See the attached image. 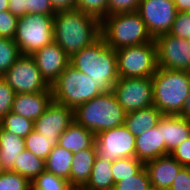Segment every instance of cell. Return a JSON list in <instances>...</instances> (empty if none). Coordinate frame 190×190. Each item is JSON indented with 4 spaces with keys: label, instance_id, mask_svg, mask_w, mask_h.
<instances>
[{
    "label": "cell",
    "instance_id": "cell-1",
    "mask_svg": "<svg viewBox=\"0 0 190 190\" xmlns=\"http://www.w3.org/2000/svg\"><path fill=\"white\" fill-rule=\"evenodd\" d=\"M54 42L71 57L101 37V20L79 9L56 12Z\"/></svg>",
    "mask_w": 190,
    "mask_h": 190
},
{
    "label": "cell",
    "instance_id": "cell-2",
    "mask_svg": "<svg viewBox=\"0 0 190 190\" xmlns=\"http://www.w3.org/2000/svg\"><path fill=\"white\" fill-rule=\"evenodd\" d=\"M70 65L88 75L103 92H109L119 79L116 50L100 37L70 57Z\"/></svg>",
    "mask_w": 190,
    "mask_h": 190
},
{
    "label": "cell",
    "instance_id": "cell-3",
    "mask_svg": "<svg viewBox=\"0 0 190 190\" xmlns=\"http://www.w3.org/2000/svg\"><path fill=\"white\" fill-rule=\"evenodd\" d=\"M73 116L75 122L97 135L124 125L126 112L111 90L77 106L73 110Z\"/></svg>",
    "mask_w": 190,
    "mask_h": 190
},
{
    "label": "cell",
    "instance_id": "cell-4",
    "mask_svg": "<svg viewBox=\"0 0 190 190\" xmlns=\"http://www.w3.org/2000/svg\"><path fill=\"white\" fill-rule=\"evenodd\" d=\"M152 82L153 105L163 115H179L190 90V72L157 68Z\"/></svg>",
    "mask_w": 190,
    "mask_h": 190
},
{
    "label": "cell",
    "instance_id": "cell-5",
    "mask_svg": "<svg viewBox=\"0 0 190 190\" xmlns=\"http://www.w3.org/2000/svg\"><path fill=\"white\" fill-rule=\"evenodd\" d=\"M101 37L114 50L154 42L136 11L105 16L101 20Z\"/></svg>",
    "mask_w": 190,
    "mask_h": 190
},
{
    "label": "cell",
    "instance_id": "cell-6",
    "mask_svg": "<svg viewBox=\"0 0 190 190\" xmlns=\"http://www.w3.org/2000/svg\"><path fill=\"white\" fill-rule=\"evenodd\" d=\"M51 89L55 102L73 110L104 93L88 75L70 64L51 85Z\"/></svg>",
    "mask_w": 190,
    "mask_h": 190
},
{
    "label": "cell",
    "instance_id": "cell-7",
    "mask_svg": "<svg viewBox=\"0 0 190 190\" xmlns=\"http://www.w3.org/2000/svg\"><path fill=\"white\" fill-rule=\"evenodd\" d=\"M54 15L26 14L18 19L14 42L22 55L35 51L54 41Z\"/></svg>",
    "mask_w": 190,
    "mask_h": 190
},
{
    "label": "cell",
    "instance_id": "cell-8",
    "mask_svg": "<svg viewBox=\"0 0 190 190\" xmlns=\"http://www.w3.org/2000/svg\"><path fill=\"white\" fill-rule=\"evenodd\" d=\"M119 78L152 77L157 70L155 42L116 50Z\"/></svg>",
    "mask_w": 190,
    "mask_h": 190
},
{
    "label": "cell",
    "instance_id": "cell-9",
    "mask_svg": "<svg viewBox=\"0 0 190 190\" xmlns=\"http://www.w3.org/2000/svg\"><path fill=\"white\" fill-rule=\"evenodd\" d=\"M1 78L16 94L38 93L51 88L31 55H21Z\"/></svg>",
    "mask_w": 190,
    "mask_h": 190
},
{
    "label": "cell",
    "instance_id": "cell-10",
    "mask_svg": "<svg viewBox=\"0 0 190 190\" xmlns=\"http://www.w3.org/2000/svg\"><path fill=\"white\" fill-rule=\"evenodd\" d=\"M112 92L126 113L153 105L152 77L119 78Z\"/></svg>",
    "mask_w": 190,
    "mask_h": 190
},
{
    "label": "cell",
    "instance_id": "cell-11",
    "mask_svg": "<svg viewBox=\"0 0 190 190\" xmlns=\"http://www.w3.org/2000/svg\"><path fill=\"white\" fill-rule=\"evenodd\" d=\"M136 137L124 126L105 130L96 135L97 156L109 161L135 157Z\"/></svg>",
    "mask_w": 190,
    "mask_h": 190
},
{
    "label": "cell",
    "instance_id": "cell-12",
    "mask_svg": "<svg viewBox=\"0 0 190 190\" xmlns=\"http://www.w3.org/2000/svg\"><path fill=\"white\" fill-rule=\"evenodd\" d=\"M136 12L153 39L170 31L178 13L170 0H141Z\"/></svg>",
    "mask_w": 190,
    "mask_h": 190
},
{
    "label": "cell",
    "instance_id": "cell-13",
    "mask_svg": "<svg viewBox=\"0 0 190 190\" xmlns=\"http://www.w3.org/2000/svg\"><path fill=\"white\" fill-rule=\"evenodd\" d=\"M154 42L158 68L190 72V48L186 39L167 33L155 38Z\"/></svg>",
    "mask_w": 190,
    "mask_h": 190
},
{
    "label": "cell",
    "instance_id": "cell-14",
    "mask_svg": "<svg viewBox=\"0 0 190 190\" xmlns=\"http://www.w3.org/2000/svg\"><path fill=\"white\" fill-rule=\"evenodd\" d=\"M73 121V109L52 100L45 112L34 121V130L46 138H59Z\"/></svg>",
    "mask_w": 190,
    "mask_h": 190
},
{
    "label": "cell",
    "instance_id": "cell-15",
    "mask_svg": "<svg viewBox=\"0 0 190 190\" xmlns=\"http://www.w3.org/2000/svg\"><path fill=\"white\" fill-rule=\"evenodd\" d=\"M46 82L51 86L70 64V57L54 41L31 55Z\"/></svg>",
    "mask_w": 190,
    "mask_h": 190
},
{
    "label": "cell",
    "instance_id": "cell-16",
    "mask_svg": "<svg viewBox=\"0 0 190 190\" xmlns=\"http://www.w3.org/2000/svg\"><path fill=\"white\" fill-rule=\"evenodd\" d=\"M147 170L151 187L158 190H169L174 179L183 166L178 163L170 154L144 163Z\"/></svg>",
    "mask_w": 190,
    "mask_h": 190
},
{
    "label": "cell",
    "instance_id": "cell-17",
    "mask_svg": "<svg viewBox=\"0 0 190 190\" xmlns=\"http://www.w3.org/2000/svg\"><path fill=\"white\" fill-rule=\"evenodd\" d=\"M52 89L38 93H18L15 95L11 112L36 121L52 102Z\"/></svg>",
    "mask_w": 190,
    "mask_h": 190
},
{
    "label": "cell",
    "instance_id": "cell-18",
    "mask_svg": "<svg viewBox=\"0 0 190 190\" xmlns=\"http://www.w3.org/2000/svg\"><path fill=\"white\" fill-rule=\"evenodd\" d=\"M159 129H162L166 155L190 137V121L179 115H163L159 120Z\"/></svg>",
    "mask_w": 190,
    "mask_h": 190
},
{
    "label": "cell",
    "instance_id": "cell-19",
    "mask_svg": "<svg viewBox=\"0 0 190 190\" xmlns=\"http://www.w3.org/2000/svg\"><path fill=\"white\" fill-rule=\"evenodd\" d=\"M162 156H166V146L162 141V129H159L158 121L156 127L136 137L135 158L145 163Z\"/></svg>",
    "mask_w": 190,
    "mask_h": 190
},
{
    "label": "cell",
    "instance_id": "cell-20",
    "mask_svg": "<svg viewBox=\"0 0 190 190\" xmlns=\"http://www.w3.org/2000/svg\"><path fill=\"white\" fill-rule=\"evenodd\" d=\"M96 157L97 151L95 144L91 148L74 154L70 179L68 180L72 188H83L87 184Z\"/></svg>",
    "mask_w": 190,
    "mask_h": 190
},
{
    "label": "cell",
    "instance_id": "cell-21",
    "mask_svg": "<svg viewBox=\"0 0 190 190\" xmlns=\"http://www.w3.org/2000/svg\"><path fill=\"white\" fill-rule=\"evenodd\" d=\"M96 142V135L86 130L82 125L73 121L60 135L58 145L71 151L73 154L91 148Z\"/></svg>",
    "mask_w": 190,
    "mask_h": 190
},
{
    "label": "cell",
    "instance_id": "cell-22",
    "mask_svg": "<svg viewBox=\"0 0 190 190\" xmlns=\"http://www.w3.org/2000/svg\"><path fill=\"white\" fill-rule=\"evenodd\" d=\"M163 114L154 106L126 113L124 126L135 136L157 126Z\"/></svg>",
    "mask_w": 190,
    "mask_h": 190
},
{
    "label": "cell",
    "instance_id": "cell-23",
    "mask_svg": "<svg viewBox=\"0 0 190 190\" xmlns=\"http://www.w3.org/2000/svg\"><path fill=\"white\" fill-rule=\"evenodd\" d=\"M25 150L24 138L7 132L0 126V165L3 171L12 170L20 153Z\"/></svg>",
    "mask_w": 190,
    "mask_h": 190
},
{
    "label": "cell",
    "instance_id": "cell-24",
    "mask_svg": "<svg viewBox=\"0 0 190 190\" xmlns=\"http://www.w3.org/2000/svg\"><path fill=\"white\" fill-rule=\"evenodd\" d=\"M112 161L96 157L90 178L84 190H113Z\"/></svg>",
    "mask_w": 190,
    "mask_h": 190
},
{
    "label": "cell",
    "instance_id": "cell-25",
    "mask_svg": "<svg viewBox=\"0 0 190 190\" xmlns=\"http://www.w3.org/2000/svg\"><path fill=\"white\" fill-rule=\"evenodd\" d=\"M74 154L60 145H56L45 160V170L56 176L70 179Z\"/></svg>",
    "mask_w": 190,
    "mask_h": 190
},
{
    "label": "cell",
    "instance_id": "cell-26",
    "mask_svg": "<svg viewBox=\"0 0 190 190\" xmlns=\"http://www.w3.org/2000/svg\"><path fill=\"white\" fill-rule=\"evenodd\" d=\"M11 171L24 176L32 183L37 176L45 171V160L25 149L20 153Z\"/></svg>",
    "mask_w": 190,
    "mask_h": 190
},
{
    "label": "cell",
    "instance_id": "cell-27",
    "mask_svg": "<svg viewBox=\"0 0 190 190\" xmlns=\"http://www.w3.org/2000/svg\"><path fill=\"white\" fill-rule=\"evenodd\" d=\"M59 138H46L33 130L24 138L25 149L32 152L35 156L46 160L51 150L58 144Z\"/></svg>",
    "mask_w": 190,
    "mask_h": 190
},
{
    "label": "cell",
    "instance_id": "cell-28",
    "mask_svg": "<svg viewBox=\"0 0 190 190\" xmlns=\"http://www.w3.org/2000/svg\"><path fill=\"white\" fill-rule=\"evenodd\" d=\"M0 126L11 134L25 138L34 130V122L21 115L9 112L0 120Z\"/></svg>",
    "mask_w": 190,
    "mask_h": 190
},
{
    "label": "cell",
    "instance_id": "cell-29",
    "mask_svg": "<svg viewBox=\"0 0 190 190\" xmlns=\"http://www.w3.org/2000/svg\"><path fill=\"white\" fill-rule=\"evenodd\" d=\"M144 163L135 157L121 158L112 162V176L114 184L127 177L136 175Z\"/></svg>",
    "mask_w": 190,
    "mask_h": 190
},
{
    "label": "cell",
    "instance_id": "cell-30",
    "mask_svg": "<svg viewBox=\"0 0 190 190\" xmlns=\"http://www.w3.org/2000/svg\"><path fill=\"white\" fill-rule=\"evenodd\" d=\"M18 45L14 39L0 37V77L17 61L21 56Z\"/></svg>",
    "mask_w": 190,
    "mask_h": 190
},
{
    "label": "cell",
    "instance_id": "cell-31",
    "mask_svg": "<svg viewBox=\"0 0 190 190\" xmlns=\"http://www.w3.org/2000/svg\"><path fill=\"white\" fill-rule=\"evenodd\" d=\"M31 186L32 190H70L72 188L66 179L46 170L33 180Z\"/></svg>",
    "mask_w": 190,
    "mask_h": 190
},
{
    "label": "cell",
    "instance_id": "cell-32",
    "mask_svg": "<svg viewBox=\"0 0 190 190\" xmlns=\"http://www.w3.org/2000/svg\"><path fill=\"white\" fill-rule=\"evenodd\" d=\"M151 188L149 175L143 167L136 175L115 183L113 190H148Z\"/></svg>",
    "mask_w": 190,
    "mask_h": 190
},
{
    "label": "cell",
    "instance_id": "cell-33",
    "mask_svg": "<svg viewBox=\"0 0 190 190\" xmlns=\"http://www.w3.org/2000/svg\"><path fill=\"white\" fill-rule=\"evenodd\" d=\"M31 182L13 171L0 173V190H32Z\"/></svg>",
    "mask_w": 190,
    "mask_h": 190
},
{
    "label": "cell",
    "instance_id": "cell-34",
    "mask_svg": "<svg viewBox=\"0 0 190 190\" xmlns=\"http://www.w3.org/2000/svg\"><path fill=\"white\" fill-rule=\"evenodd\" d=\"M76 9L102 20L108 15V0H76Z\"/></svg>",
    "mask_w": 190,
    "mask_h": 190
},
{
    "label": "cell",
    "instance_id": "cell-35",
    "mask_svg": "<svg viewBox=\"0 0 190 190\" xmlns=\"http://www.w3.org/2000/svg\"><path fill=\"white\" fill-rule=\"evenodd\" d=\"M168 33L183 39L190 37V12H178Z\"/></svg>",
    "mask_w": 190,
    "mask_h": 190
},
{
    "label": "cell",
    "instance_id": "cell-36",
    "mask_svg": "<svg viewBox=\"0 0 190 190\" xmlns=\"http://www.w3.org/2000/svg\"><path fill=\"white\" fill-rule=\"evenodd\" d=\"M15 91L0 77V120L11 112Z\"/></svg>",
    "mask_w": 190,
    "mask_h": 190
},
{
    "label": "cell",
    "instance_id": "cell-37",
    "mask_svg": "<svg viewBox=\"0 0 190 190\" xmlns=\"http://www.w3.org/2000/svg\"><path fill=\"white\" fill-rule=\"evenodd\" d=\"M18 19L8 10L0 12V37L14 39Z\"/></svg>",
    "mask_w": 190,
    "mask_h": 190
},
{
    "label": "cell",
    "instance_id": "cell-38",
    "mask_svg": "<svg viewBox=\"0 0 190 190\" xmlns=\"http://www.w3.org/2000/svg\"><path fill=\"white\" fill-rule=\"evenodd\" d=\"M141 0H108V15L137 11Z\"/></svg>",
    "mask_w": 190,
    "mask_h": 190
},
{
    "label": "cell",
    "instance_id": "cell-39",
    "mask_svg": "<svg viewBox=\"0 0 190 190\" xmlns=\"http://www.w3.org/2000/svg\"><path fill=\"white\" fill-rule=\"evenodd\" d=\"M26 14L55 15L49 0H26Z\"/></svg>",
    "mask_w": 190,
    "mask_h": 190
},
{
    "label": "cell",
    "instance_id": "cell-40",
    "mask_svg": "<svg viewBox=\"0 0 190 190\" xmlns=\"http://www.w3.org/2000/svg\"><path fill=\"white\" fill-rule=\"evenodd\" d=\"M170 155L183 167L190 166V137L178 145Z\"/></svg>",
    "mask_w": 190,
    "mask_h": 190
},
{
    "label": "cell",
    "instance_id": "cell-41",
    "mask_svg": "<svg viewBox=\"0 0 190 190\" xmlns=\"http://www.w3.org/2000/svg\"><path fill=\"white\" fill-rule=\"evenodd\" d=\"M169 190H190V169L183 167L174 179Z\"/></svg>",
    "mask_w": 190,
    "mask_h": 190
},
{
    "label": "cell",
    "instance_id": "cell-42",
    "mask_svg": "<svg viewBox=\"0 0 190 190\" xmlns=\"http://www.w3.org/2000/svg\"><path fill=\"white\" fill-rule=\"evenodd\" d=\"M8 11L18 18L26 15V0H9Z\"/></svg>",
    "mask_w": 190,
    "mask_h": 190
},
{
    "label": "cell",
    "instance_id": "cell-43",
    "mask_svg": "<svg viewBox=\"0 0 190 190\" xmlns=\"http://www.w3.org/2000/svg\"><path fill=\"white\" fill-rule=\"evenodd\" d=\"M54 11H66L76 9V0H49Z\"/></svg>",
    "mask_w": 190,
    "mask_h": 190
},
{
    "label": "cell",
    "instance_id": "cell-44",
    "mask_svg": "<svg viewBox=\"0 0 190 190\" xmlns=\"http://www.w3.org/2000/svg\"><path fill=\"white\" fill-rule=\"evenodd\" d=\"M174 4L178 12H190V0H175Z\"/></svg>",
    "mask_w": 190,
    "mask_h": 190
},
{
    "label": "cell",
    "instance_id": "cell-45",
    "mask_svg": "<svg viewBox=\"0 0 190 190\" xmlns=\"http://www.w3.org/2000/svg\"><path fill=\"white\" fill-rule=\"evenodd\" d=\"M182 118L188 119L190 121V90L188 93V97L185 100L184 107L182 112L179 114Z\"/></svg>",
    "mask_w": 190,
    "mask_h": 190
},
{
    "label": "cell",
    "instance_id": "cell-46",
    "mask_svg": "<svg viewBox=\"0 0 190 190\" xmlns=\"http://www.w3.org/2000/svg\"><path fill=\"white\" fill-rule=\"evenodd\" d=\"M9 8V0H0V12L7 11Z\"/></svg>",
    "mask_w": 190,
    "mask_h": 190
},
{
    "label": "cell",
    "instance_id": "cell-47",
    "mask_svg": "<svg viewBox=\"0 0 190 190\" xmlns=\"http://www.w3.org/2000/svg\"><path fill=\"white\" fill-rule=\"evenodd\" d=\"M186 43H187L188 47L190 48V37L186 38Z\"/></svg>",
    "mask_w": 190,
    "mask_h": 190
},
{
    "label": "cell",
    "instance_id": "cell-48",
    "mask_svg": "<svg viewBox=\"0 0 190 190\" xmlns=\"http://www.w3.org/2000/svg\"><path fill=\"white\" fill-rule=\"evenodd\" d=\"M70 190H84L83 188H71Z\"/></svg>",
    "mask_w": 190,
    "mask_h": 190
},
{
    "label": "cell",
    "instance_id": "cell-49",
    "mask_svg": "<svg viewBox=\"0 0 190 190\" xmlns=\"http://www.w3.org/2000/svg\"><path fill=\"white\" fill-rule=\"evenodd\" d=\"M148 190H158L157 188H155V187H151L150 189H148Z\"/></svg>",
    "mask_w": 190,
    "mask_h": 190
}]
</instances>
